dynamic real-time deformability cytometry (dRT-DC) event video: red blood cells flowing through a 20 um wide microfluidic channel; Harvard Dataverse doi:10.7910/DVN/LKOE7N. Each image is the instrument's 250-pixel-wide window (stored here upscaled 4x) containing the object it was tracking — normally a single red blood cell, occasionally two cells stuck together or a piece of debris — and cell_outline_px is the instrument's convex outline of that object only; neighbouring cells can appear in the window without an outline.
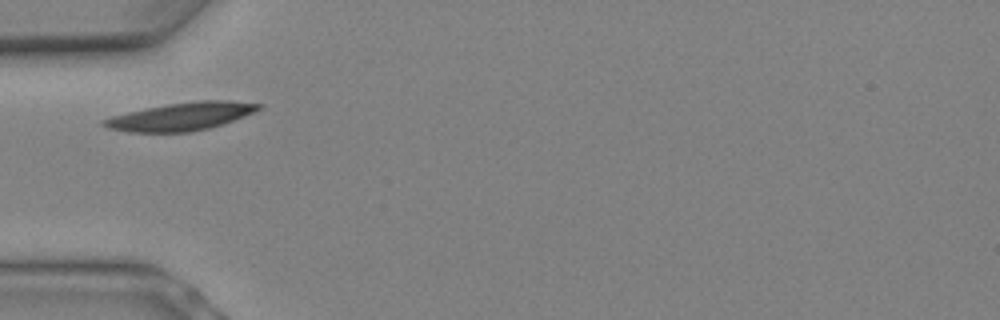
{"species": "Egyptian fruit bat (a non-hibernating species)", "species_latin": "Rousettus aegyptiacus", "temperature_condition": "warm", "stored_images_in_passage": 2, "camera_frame_rate_fps": 3000, "um_per_image_px": 0.085, "animal": {"sex": "female"}, "frame": {"image": 1, "passage_image": 1, "time_ms": 0.0, "image_size_px": [1000, 320], "cell_outline_px": [[260, 108], [252, 112], [232, 120], [208, 128], [188, 132], [128, 132], [108, 128], [100, 124], [100, 120], [112, 116], [128, 112], [168, 104], [200, 100], [232, 100], [260, 104]], "centroid_in_image_um": [15.32, 9.9], "position_along_channel_um": 69.7, "area_um2": 24.74}}